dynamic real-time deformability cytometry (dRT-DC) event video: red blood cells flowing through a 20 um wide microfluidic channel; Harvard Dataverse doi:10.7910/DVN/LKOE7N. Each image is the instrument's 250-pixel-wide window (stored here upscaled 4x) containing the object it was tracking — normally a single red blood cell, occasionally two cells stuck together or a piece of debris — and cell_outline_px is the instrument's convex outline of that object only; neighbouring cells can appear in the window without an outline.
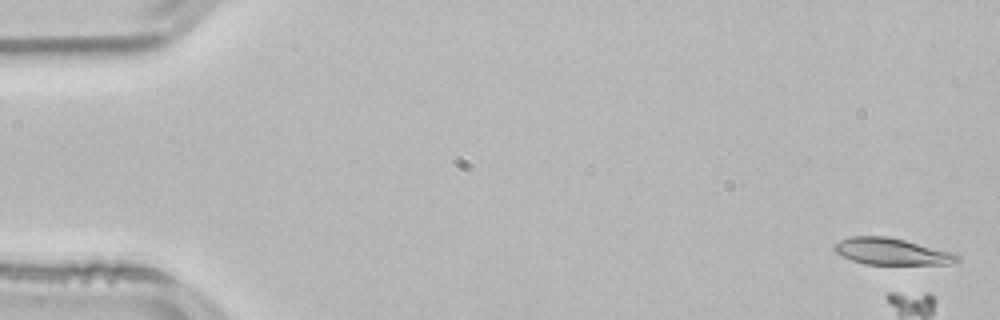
{"species": "common noctule bat (a hibernating species)", "species_latin": "Nyctalus noctula", "temperature_condition": "room temperature", "stored_images_in_passage": 5, "camera_frame_rate_fps": 3000, "um_per_image_px": 0.085, "animal": {"sex": "male", "body_mass_g": 21.5, "forearm_length_mm": 52.0}, "frame": {"image": 1, "passage_image": 2, "time_ms": 0.333, "image_size_px": [1000, 320], "cell_outline_px": [[960, 260], [948, 264], [864, 264], [852, 260], [836, 252], [832, 248], [832, 244], [840, 240], [852, 236], [888, 236], [956, 252], [960, 256]], "centroid_in_image_um": [75.82, 21.37], "position_along_channel_um": 9.2, "area_um2": 19.25}}